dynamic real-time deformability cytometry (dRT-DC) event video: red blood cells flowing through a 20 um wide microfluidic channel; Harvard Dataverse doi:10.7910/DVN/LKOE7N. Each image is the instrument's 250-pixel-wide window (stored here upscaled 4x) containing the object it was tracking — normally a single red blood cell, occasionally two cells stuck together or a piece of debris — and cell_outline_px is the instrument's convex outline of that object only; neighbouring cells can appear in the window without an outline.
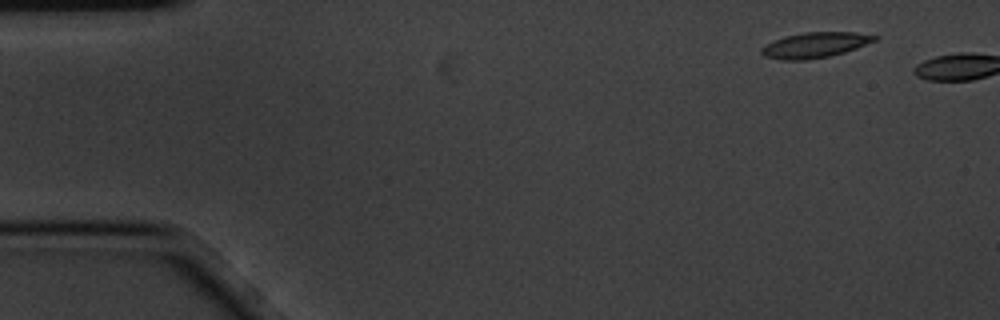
{"species": "common noctule bat (a hibernating species)", "species_latin": "Nyctalus noctula", "temperature_condition": "cold", "stored_images_in_passage": 2, "camera_frame_rate_fps": 3000, "um_per_image_px": 0.085, "animal": {"sex": "male", "body_mass_g": 20.1, "forearm_length_mm": 53.5}, "frame": {"image": 1, "passage_image": 1, "time_ms": 0.0, "image_size_px": [1000, 320], "cell_outline_px": [[880, 36], [876, 40], [856, 48], [844, 52], [828, 56], [804, 60], [784, 60], [764, 56], [760, 52], [760, 48], [784, 36], [804, 32], [856, 32]], "centroid_in_image_um": [69.28, 3.82], "position_along_channel_um": 15.7, "area_um2": 16.59}}